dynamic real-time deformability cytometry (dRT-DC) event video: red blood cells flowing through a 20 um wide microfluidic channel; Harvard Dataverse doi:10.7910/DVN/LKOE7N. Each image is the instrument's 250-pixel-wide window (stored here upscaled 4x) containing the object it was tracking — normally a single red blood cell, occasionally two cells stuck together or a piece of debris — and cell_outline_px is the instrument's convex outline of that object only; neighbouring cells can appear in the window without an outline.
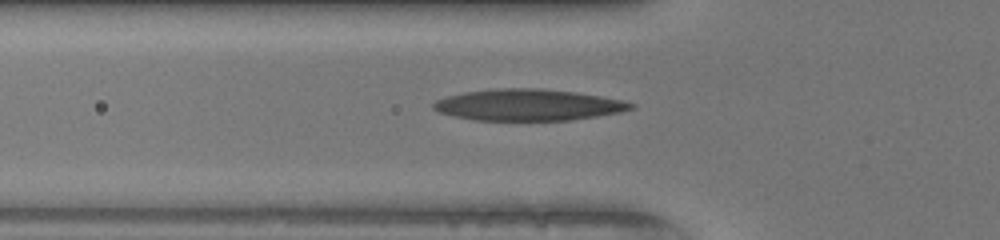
{"species": "human", "species_latin": "Homo sapiens", "temperature_condition": "warm", "stored_images_in_passage": 36, "camera_frame_rate_fps": 3000, "um_per_image_px": 0.085, "donor": {"sex": "female"}, "frame": {"image": 1, "passage_image": 5, "time_ms": 1.333, "image_size_px": [1000, 240], "cell_outline_px": [[636, 108], [620, 112], [572, 120], [472, 120], [440, 112], [432, 108], [432, 104], [436, 100], [448, 96], [464, 92], [496, 88], [544, 88], [576, 92], [600, 96], [620, 100], [636, 104]], "centroid_in_image_um": [44.91, 8.91], "position_along_channel_um": 80.9, "area_um2": 36.13}}
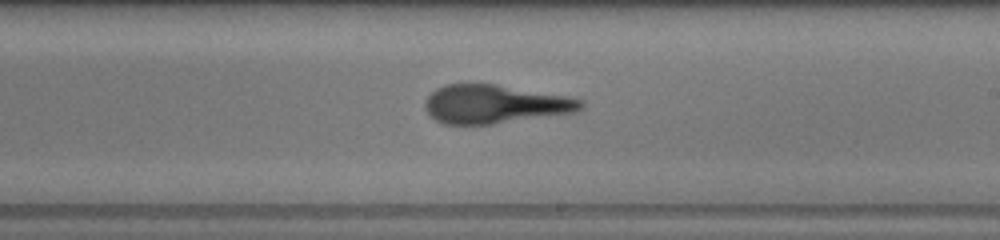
{"frame": {"image": 2, "passage_image": 17, "time_ms": 5.333, "image_size_px": [1000, 240], "cell_outline_px": [[584, 108], [576, 112], [492, 124], [444, 124], [436, 120], [424, 108], [424, 104], [428, 96], [436, 88], [444, 84], [496, 84], [568, 96], [584, 100]], "centroid_in_image_um": [42.08, 8.85], "position_along_channel_um": 246.9, "area_um2": 35.03}}
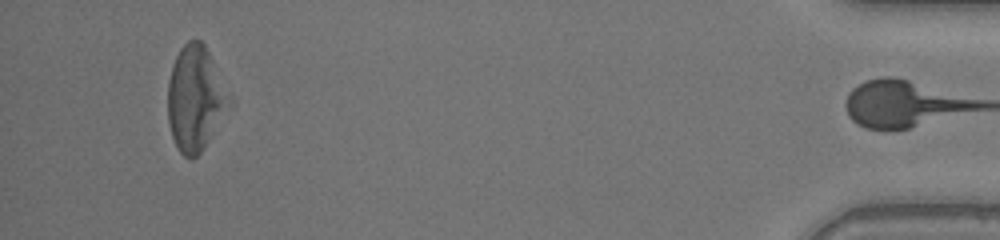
{"frame": {"image": 3, "passage_image": 35, "time_ms": 11.333, "image_size_px": [1000, 240], "cell_outline_px": [[224, 104], [208, 140], [204, 148], [192, 160], [188, 160], [180, 152], [172, 136], [168, 124], [168, 80], [172, 64], [180, 48], [188, 40], [200, 40], [204, 44], [208, 52], [224, 100]], "centroid_in_image_um": [16.41, 8.39], "position_along_channel_um": 418.8, "area_um2": 34.62}, "authors_computed_cell_mechanics": {"area_um2": 35.7204, "velocity_mm_per_s": 4.1542, "shape_relaxation_time_tau1_ms": 6.9787, "shape_relaxation_time_tau2_ms": 1.9405, "deformation_change_tau1": 0.2606, "deformation_change_tau2": 0.1213}}